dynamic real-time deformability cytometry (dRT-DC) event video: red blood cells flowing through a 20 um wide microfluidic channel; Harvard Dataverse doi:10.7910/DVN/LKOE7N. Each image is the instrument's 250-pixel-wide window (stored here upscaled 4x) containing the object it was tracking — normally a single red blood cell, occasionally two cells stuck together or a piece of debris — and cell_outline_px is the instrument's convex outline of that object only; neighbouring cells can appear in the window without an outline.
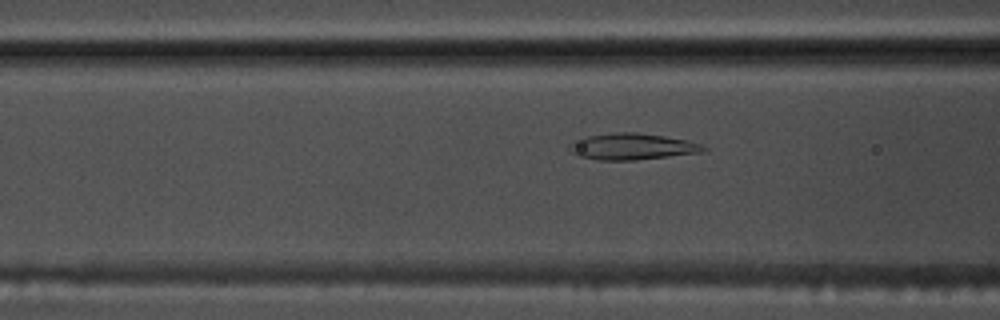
{"species": "common noctule bat (a hibernating species)", "species_latin": "Nyctalus noctula", "temperature_condition": "warm", "stored_images_in_passage": 50, "camera_frame_rate_fps": 3000, "um_per_image_px": 0.085, "animal": {"sex": "male", "body_mass_g": 17.5, "forearm_length_mm": 52.3}, "frame": {"image": 1, "passage_image": 17, "time_ms": 5.333, "image_size_px": [1000, 320], "cell_outline_px": [[708, 148], [704, 152], [636, 160], [600, 160], [576, 156], [568, 148], [568, 144], [572, 140], [584, 136], [612, 132], [636, 132], [664, 136], [684, 140], [700, 144]], "centroid_in_image_um": [53.65, 12.45], "position_along_channel_um": 112.9, "area_um2": 20.81}}
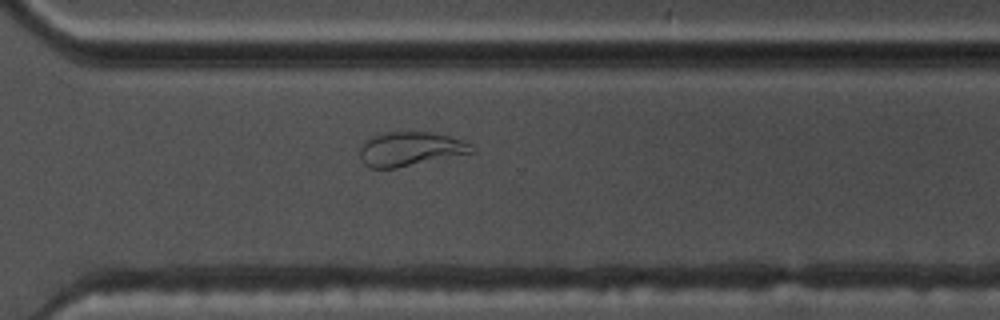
{"frame": {"image": 2, "passage_image": 35, "time_ms": 11.333, "image_size_px": [1000, 320], "cell_outline_px": [[476, 152], [396, 168], [372, 168], [364, 164], [360, 156], [360, 148], [364, 140], [372, 136], [388, 132], [432, 132], [448, 136], [472, 144]], "centroid_in_image_um": [34.87, 12.66], "position_along_channel_um": 335.7, "area_um2": 22.2}}
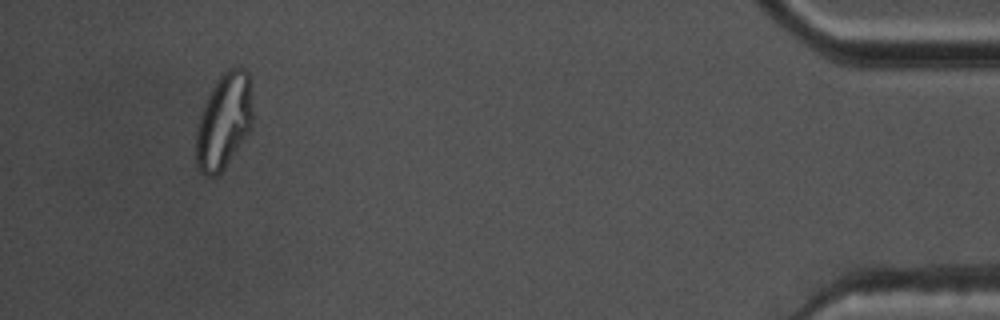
{"frame": {"image": 3, "passage_image": 47, "time_ms": 15.333, "image_size_px": [1000, 320], "cell_outline_px": [[252, 128], [220, 172], [216, 176], [204, 176], [200, 172], [196, 164], [196, 128], [204, 104], [216, 80], [228, 68], [244, 68], [248, 72], [252, 108]], "centroid_in_image_um": [19.02, 10.31], "position_along_channel_um": 416.2, "area_um2": 31.27}, "authors_computed_cell_mechanics": {"area_um2": 22.5998, "velocity_mm_per_s": 3.7302, "shape_relaxation_time_tau1_ms": null, "shape_relaxation_time_tau2_ms": 1.7164, "deformation_change_tau1": null, "deformation_change_tau2": 0.0767}}